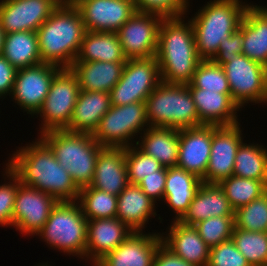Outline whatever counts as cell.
Returning a JSON list of instances; mask_svg holds the SVG:
<instances>
[{
  "instance_id": "1",
  "label": "cell",
  "mask_w": 267,
  "mask_h": 266,
  "mask_svg": "<svg viewBox=\"0 0 267 266\" xmlns=\"http://www.w3.org/2000/svg\"><path fill=\"white\" fill-rule=\"evenodd\" d=\"M18 149L6 165L18 176L20 183L46 192L58 201L78 200L80 189L40 137Z\"/></svg>"
},
{
  "instance_id": "2",
  "label": "cell",
  "mask_w": 267,
  "mask_h": 266,
  "mask_svg": "<svg viewBox=\"0 0 267 266\" xmlns=\"http://www.w3.org/2000/svg\"><path fill=\"white\" fill-rule=\"evenodd\" d=\"M184 17L163 18L159 27L155 58L164 83L189 84L202 60L197 53L192 23L190 20L185 23Z\"/></svg>"
},
{
  "instance_id": "3",
  "label": "cell",
  "mask_w": 267,
  "mask_h": 266,
  "mask_svg": "<svg viewBox=\"0 0 267 266\" xmlns=\"http://www.w3.org/2000/svg\"><path fill=\"white\" fill-rule=\"evenodd\" d=\"M36 32L41 61L70 68L77 59L86 29L73 2H61Z\"/></svg>"
},
{
  "instance_id": "4",
  "label": "cell",
  "mask_w": 267,
  "mask_h": 266,
  "mask_svg": "<svg viewBox=\"0 0 267 266\" xmlns=\"http://www.w3.org/2000/svg\"><path fill=\"white\" fill-rule=\"evenodd\" d=\"M248 6L240 0H211L189 19L202 60H212L221 40L228 39L239 29Z\"/></svg>"
},
{
  "instance_id": "5",
  "label": "cell",
  "mask_w": 267,
  "mask_h": 266,
  "mask_svg": "<svg viewBox=\"0 0 267 266\" xmlns=\"http://www.w3.org/2000/svg\"><path fill=\"white\" fill-rule=\"evenodd\" d=\"M40 137L79 189L90 185L98 154L104 148L93 139L92 134L64 129L51 130L40 134Z\"/></svg>"
},
{
  "instance_id": "6",
  "label": "cell",
  "mask_w": 267,
  "mask_h": 266,
  "mask_svg": "<svg viewBox=\"0 0 267 266\" xmlns=\"http://www.w3.org/2000/svg\"><path fill=\"white\" fill-rule=\"evenodd\" d=\"M146 114L150 127L185 129L204 125L187 84L161 82L147 97Z\"/></svg>"
},
{
  "instance_id": "7",
  "label": "cell",
  "mask_w": 267,
  "mask_h": 266,
  "mask_svg": "<svg viewBox=\"0 0 267 266\" xmlns=\"http://www.w3.org/2000/svg\"><path fill=\"white\" fill-rule=\"evenodd\" d=\"M87 223L78 201H58L37 232L50 247L85 259Z\"/></svg>"
},
{
  "instance_id": "8",
  "label": "cell",
  "mask_w": 267,
  "mask_h": 266,
  "mask_svg": "<svg viewBox=\"0 0 267 266\" xmlns=\"http://www.w3.org/2000/svg\"><path fill=\"white\" fill-rule=\"evenodd\" d=\"M148 127L150 125L145 102L112 105L100 119L92 136L103 147L125 148L134 145L132 139L135 134L145 131Z\"/></svg>"
},
{
  "instance_id": "9",
  "label": "cell",
  "mask_w": 267,
  "mask_h": 266,
  "mask_svg": "<svg viewBox=\"0 0 267 266\" xmlns=\"http://www.w3.org/2000/svg\"><path fill=\"white\" fill-rule=\"evenodd\" d=\"M79 92L76 74L71 68H61L56 73L49 93L36 114L43 120L40 127L41 134L51 130H64L68 127Z\"/></svg>"
},
{
  "instance_id": "10",
  "label": "cell",
  "mask_w": 267,
  "mask_h": 266,
  "mask_svg": "<svg viewBox=\"0 0 267 266\" xmlns=\"http://www.w3.org/2000/svg\"><path fill=\"white\" fill-rule=\"evenodd\" d=\"M160 83V70L155 56L128 59L120 80L109 92L111 105L145 102Z\"/></svg>"
},
{
  "instance_id": "11",
  "label": "cell",
  "mask_w": 267,
  "mask_h": 266,
  "mask_svg": "<svg viewBox=\"0 0 267 266\" xmlns=\"http://www.w3.org/2000/svg\"><path fill=\"white\" fill-rule=\"evenodd\" d=\"M222 68L227 76L231 97L239 108L246 103L267 102V68L243 54H234Z\"/></svg>"
},
{
  "instance_id": "12",
  "label": "cell",
  "mask_w": 267,
  "mask_h": 266,
  "mask_svg": "<svg viewBox=\"0 0 267 266\" xmlns=\"http://www.w3.org/2000/svg\"><path fill=\"white\" fill-rule=\"evenodd\" d=\"M163 17L136 11L116 32L126 59L156 55L159 27Z\"/></svg>"
},
{
  "instance_id": "13",
  "label": "cell",
  "mask_w": 267,
  "mask_h": 266,
  "mask_svg": "<svg viewBox=\"0 0 267 266\" xmlns=\"http://www.w3.org/2000/svg\"><path fill=\"white\" fill-rule=\"evenodd\" d=\"M61 67L51 63L18 69L11 98L30 115H36L49 93L51 83Z\"/></svg>"
},
{
  "instance_id": "14",
  "label": "cell",
  "mask_w": 267,
  "mask_h": 266,
  "mask_svg": "<svg viewBox=\"0 0 267 266\" xmlns=\"http://www.w3.org/2000/svg\"><path fill=\"white\" fill-rule=\"evenodd\" d=\"M58 200L36 188L20 184L14 202L12 226L25 235H36Z\"/></svg>"
},
{
  "instance_id": "15",
  "label": "cell",
  "mask_w": 267,
  "mask_h": 266,
  "mask_svg": "<svg viewBox=\"0 0 267 266\" xmlns=\"http://www.w3.org/2000/svg\"><path fill=\"white\" fill-rule=\"evenodd\" d=\"M86 31L117 32L137 11L133 0H74Z\"/></svg>"
},
{
  "instance_id": "16",
  "label": "cell",
  "mask_w": 267,
  "mask_h": 266,
  "mask_svg": "<svg viewBox=\"0 0 267 266\" xmlns=\"http://www.w3.org/2000/svg\"><path fill=\"white\" fill-rule=\"evenodd\" d=\"M240 123L232 126L212 125L209 164L203 182L219 183L233 175L237 150L243 142Z\"/></svg>"
},
{
  "instance_id": "17",
  "label": "cell",
  "mask_w": 267,
  "mask_h": 266,
  "mask_svg": "<svg viewBox=\"0 0 267 266\" xmlns=\"http://www.w3.org/2000/svg\"><path fill=\"white\" fill-rule=\"evenodd\" d=\"M60 0H12L0 1V25L5 34L18 31L36 32Z\"/></svg>"
},
{
  "instance_id": "18",
  "label": "cell",
  "mask_w": 267,
  "mask_h": 266,
  "mask_svg": "<svg viewBox=\"0 0 267 266\" xmlns=\"http://www.w3.org/2000/svg\"><path fill=\"white\" fill-rule=\"evenodd\" d=\"M212 125L179 130L177 167L204 178L211 154Z\"/></svg>"
},
{
  "instance_id": "19",
  "label": "cell",
  "mask_w": 267,
  "mask_h": 266,
  "mask_svg": "<svg viewBox=\"0 0 267 266\" xmlns=\"http://www.w3.org/2000/svg\"><path fill=\"white\" fill-rule=\"evenodd\" d=\"M134 231L117 217L88 220L85 259L95 266Z\"/></svg>"
},
{
  "instance_id": "20",
  "label": "cell",
  "mask_w": 267,
  "mask_h": 266,
  "mask_svg": "<svg viewBox=\"0 0 267 266\" xmlns=\"http://www.w3.org/2000/svg\"><path fill=\"white\" fill-rule=\"evenodd\" d=\"M161 233L133 232L95 266H152Z\"/></svg>"
},
{
  "instance_id": "21",
  "label": "cell",
  "mask_w": 267,
  "mask_h": 266,
  "mask_svg": "<svg viewBox=\"0 0 267 266\" xmlns=\"http://www.w3.org/2000/svg\"><path fill=\"white\" fill-rule=\"evenodd\" d=\"M128 184L125 148L104 147L98 154L89 186L118 196Z\"/></svg>"
},
{
  "instance_id": "22",
  "label": "cell",
  "mask_w": 267,
  "mask_h": 266,
  "mask_svg": "<svg viewBox=\"0 0 267 266\" xmlns=\"http://www.w3.org/2000/svg\"><path fill=\"white\" fill-rule=\"evenodd\" d=\"M199 120L204 125L232 126L238 124L239 106L234 102L231 93L206 91L201 88H189Z\"/></svg>"
},
{
  "instance_id": "23",
  "label": "cell",
  "mask_w": 267,
  "mask_h": 266,
  "mask_svg": "<svg viewBox=\"0 0 267 266\" xmlns=\"http://www.w3.org/2000/svg\"><path fill=\"white\" fill-rule=\"evenodd\" d=\"M171 224L169 233L161 235L162 243L188 263L207 266L210 247L202 240L197 229L175 220Z\"/></svg>"
},
{
  "instance_id": "24",
  "label": "cell",
  "mask_w": 267,
  "mask_h": 266,
  "mask_svg": "<svg viewBox=\"0 0 267 266\" xmlns=\"http://www.w3.org/2000/svg\"><path fill=\"white\" fill-rule=\"evenodd\" d=\"M234 212L219 183L203 182L187 211L178 221L194 226L210 217L234 216Z\"/></svg>"
},
{
  "instance_id": "25",
  "label": "cell",
  "mask_w": 267,
  "mask_h": 266,
  "mask_svg": "<svg viewBox=\"0 0 267 266\" xmlns=\"http://www.w3.org/2000/svg\"><path fill=\"white\" fill-rule=\"evenodd\" d=\"M111 106L108 92L80 90L71 121L65 130L93 134Z\"/></svg>"
},
{
  "instance_id": "26",
  "label": "cell",
  "mask_w": 267,
  "mask_h": 266,
  "mask_svg": "<svg viewBox=\"0 0 267 266\" xmlns=\"http://www.w3.org/2000/svg\"><path fill=\"white\" fill-rule=\"evenodd\" d=\"M203 181L180 167L166 168L163 201L167 202L178 221L187 211Z\"/></svg>"
},
{
  "instance_id": "27",
  "label": "cell",
  "mask_w": 267,
  "mask_h": 266,
  "mask_svg": "<svg viewBox=\"0 0 267 266\" xmlns=\"http://www.w3.org/2000/svg\"><path fill=\"white\" fill-rule=\"evenodd\" d=\"M242 54L267 68V8L249 4L243 17Z\"/></svg>"
},
{
  "instance_id": "28",
  "label": "cell",
  "mask_w": 267,
  "mask_h": 266,
  "mask_svg": "<svg viewBox=\"0 0 267 266\" xmlns=\"http://www.w3.org/2000/svg\"><path fill=\"white\" fill-rule=\"evenodd\" d=\"M154 210L155 202L137 184H128L117 196L116 217L134 232H143L149 217L156 216Z\"/></svg>"
},
{
  "instance_id": "29",
  "label": "cell",
  "mask_w": 267,
  "mask_h": 266,
  "mask_svg": "<svg viewBox=\"0 0 267 266\" xmlns=\"http://www.w3.org/2000/svg\"><path fill=\"white\" fill-rule=\"evenodd\" d=\"M125 63L74 61L70 68L77 76L80 90L109 93L120 80Z\"/></svg>"
},
{
  "instance_id": "30",
  "label": "cell",
  "mask_w": 267,
  "mask_h": 266,
  "mask_svg": "<svg viewBox=\"0 0 267 266\" xmlns=\"http://www.w3.org/2000/svg\"><path fill=\"white\" fill-rule=\"evenodd\" d=\"M141 142L135 145L146 155L154 157L163 167H175L178 163L179 130L164 127H148L140 133Z\"/></svg>"
},
{
  "instance_id": "31",
  "label": "cell",
  "mask_w": 267,
  "mask_h": 266,
  "mask_svg": "<svg viewBox=\"0 0 267 266\" xmlns=\"http://www.w3.org/2000/svg\"><path fill=\"white\" fill-rule=\"evenodd\" d=\"M75 61L126 62L116 32L86 31Z\"/></svg>"
},
{
  "instance_id": "32",
  "label": "cell",
  "mask_w": 267,
  "mask_h": 266,
  "mask_svg": "<svg viewBox=\"0 0 267 266\" xmlns=\"http://www.w3.org/2000/svg\"><path fill=\"white\" fill-rule=\"evenodd\" d=\"M1 55L17 70L42 63L37 32L18 31L5 34Z\"/></svg>"
},
{
  "instance_id": "33",
  "label": "cell",
  "mask_w": 267,
  "mask_h": 266,
  "mask_svg": "<svg viewBox=\"0 0 267 266\" xmlns=\"http://www.w3.org/2000/svg\"><path fill=\"white\" fill-rule=\"evenodd\" d=\"M233 175L260 180L267 186V149L254 142H242L236 153Z\"/></svg>"
},
{
  "instance_id": "34",
  "label": "cell",
  "mask_w": 267,
  "mask_h": 266,
  "mask_svg": "<svg viewBox=\"0 0 267 266\" xmlns=\"http://www.w3.org/2000/svg\"><path fill=\"white\" fill-rule=\"evenodd\" d=\"M219 185L234 211L248 205L267 191V186L262 181L235 175L222 179Z\"/></svg>"
},
{
  "instance_id": "35",
  "label": "cell",
  "mask_w": 267,
  "mask_h": 266,
  "mask_svg": "<svg viewBox=\"0 0 267 266\" xmlns=\"http://www.w3.org/2000/svg\"><path fill=\"white\" fill-rule=\"evenodd\" d=\"M77 201L87 220L116 217V195L86 186L80 189Z\"/></svg>"
},
{
  "instance_id": "36",
  "label": "cell",
  "mask_w": 267,
  "mask_h": 266,
  "mask_svg": "<svg viewBox=\"0 0 267 266\" xmlns=\"http://www.w3.org/2000/svg\"><path fill=\"white\" fill-rule=\"evenodd\" d=\"M251 266H267V232H252L234 226L232 238Z\"/></svg>"
},
{
  "instance_id": "37",
  "label": "cell",
  "mask_w": 267,
  "mask_h": 266,
  "mask_svg": "<svg viewBox=\"0 0 267 266\" xmlns=\"http://www.w3.org/2000/svg\"><path fill=\"white\" fill-rule=\"evenodd\" d=\"M188 88H201L206 91H217L218 93H231L227 76L219 64L213 60H201Z\"/></svg>"
},
{
  "instance_id": "38",
  "label": "cell",
  "mask_w": 267,
  "mask_h": 266,
  "mask_svg": "<svg viewBox=\"0 0 267 266\" xmlns=\"http://www.w3.org/2000/svg\"><path fill=\"white\" fill-rule=\"evenodd\" d=\"M235 227L252 232H267V191L234 212Z\"/></svg>"
},
{
  "instance_id": "39",
  "label": "cell",
  "mask_w": 267,
  "mask_h": 266,
  "mask_svg": "<svg viewBox=\"0 0 267 266\" xmlns=\"http://www.w3.org/2000/svg\"><path fill=\"white\" fill-rule=\"evenodd\" d=\"M125 162L129 184H138L143 178L163 168L154 157L146 155L136 145L125 147Z\"/></svg>"
},
{
  "instance_id": "40",
  "label": "cell",
  "mask_w": 267,
  "mask_h": 266,
  "mask_svg": "<svg viewBox=\"0 0 267 266\" xmlns=\"http://www.w3.org/2000/svg\"><path fill=\"white\" fill-rule=\"evenodd\" d=\"M234 226V216L210 217L194 225L210 248L231 239Z\"/></svg>"
},
{
  "instance_id": "41",
  "label": "cell",
  "mask_w": 267,
  "mask_h": 266,
  "mask_svg": "<svg viewBox=\"0 0 267 266\" xmlns=\"http://www.w3.org/2000/svg\"><path fill=\"white\" fill-rule=\"evenodd\" d=\"M139 12L157 14L163 18L186 16L189 0H133Z\"/></svg>"
},
{
  "instance_id": "42",
  "label": "cell",
  "mask_w": 267,
  "mask_h": 266,
  "mask_svg": "<svg viewBox=\"0 0 267 266\" xmlns=\"http://www.w3.org/2000/svg\"><path fill=\"white\" fill-rule=\"evenodd\" d=\"M5 173L9 182L0 185V225L12 226V214L17 189L21 184L18 176L6 165Z\"/></svg>"
},
{
  "instance_id": "43",
  "label": "cell",
  "mask_w": 267,
  "mask_h": 266,
  "mask_svg": "<svg viewBox=\"0 0 267 266\" xmlns=\"http://www.w3.org/2000/svg\"><path fill=\"white\" fill-rule=\"evenodd\" d=\"M207 266H251L232 239L210 248Z\"/></svg>"
},
{
  "instance_id": "44",
  "label": "cell",
  "mask_w": 267,
  "mask_h": 266,
  "mask_svg": "<svg viewBox=\"0 0 267 266\" xmlns=\"http://www.w3.org/2000/svg\"><path fill=\"white\" fill-rule=\"evenodd\" d=\"M242 42H243V20L237 31L231 34L226 40H221L218 52L212 59L215 63L222 66L224 63L230 61V58L234 57V54H242Z\"/></svg>"
},
{
  "instance_id": "45",
  "label": "cell",
  "mask_w": 267,
  "mask_h": 266,
  "mask_svg": "<svg viewBox=\"0 0 267 266\" xmlns=\"http://www.w3.org/2000/svg\"><path fill=\"white\" fill-rule=\"evenodd\" d=\"M166 183V167L156 171V174H150L143 178L137 185L142 191L155 203L156 200H163V194Z\"/></svg>"
},
{
  "instance_id": "46",
  "label": "cell",
  "mask_w": 267,
  "mask_h": 266,
  "mask_svg": "<svg viewBox=\"0 0 267 266\" xmlns=\"http://www.w3.org/2000/svg\"><path fill=\"white\" fill-rule=\"evenodd\" d=\"M17 69L2 55H0V98L11 95Z\"/></svg>"
},
{
  "instance_id": "47",
  "label": "cell",
  "mask_w": 267,
  "mask_h": 266,
  "mask_svg": "<svg viewBox=\"0 0 267 266\" xmlns=\"http://www.w3.org/2000/svg\"><path fill=\"white\" fill-rule=\"evenodd\" d=\"M152 266H196L188 263L168 249L162 242L159 244Z\"/></svg>"
},
{
  "instance_id": "48",
  "label": "cell",
  "mask_w": 267,
  "mask_h": 266,
  "mask_svg": "<svg viewBox=\"0 0 267 266\" xmlns=\"http://www.w3.org/2000/svg\"><path fill=\"white\" fill-rule=\"evenodd\" d=\"M4 30L1 28V25H0V55L2 53V50H3V40H4Z\"/></svg>"
},
{
  "instance_id": "49",
  "label": "cell",
  "mask_w": 267,
  "mask_h": 266,
  "mask_svg": "<svg viewBox=\"0 0 267 266\" xmlns=\"http://www.w3.org/2000/svg\"><path fill=\"white\" fill-rule=\"evenodd\" d=\"M61 2H73L74 0H60Z\"/></svg>"
},
{
  "instance_id": "50",
  "label": "cell",
  "mask_w": 267,
  "mask_h": 266,
  "mask_svg": "<svg viewBox=\"0 0 267 266\" xmlns=\"http://www.w3.org/2000/svg\"><path fill=\"white\" fill-rule=\"evenodd\" d=\"M37 266H50L48 263H42L41 265H37Z\"/></svg>"
},
{
  "instance_id": "51",
  "label": "cell",
  "mask_w": 267,
  "mask_h": 266,
  "mask_svg": "<svg viewBox=\"0 0 267 266\" xmlns=\"http://www.w3.org/2000/svg\"><path fill=\"white\" fill-rule=\"evenodd\" d=\"M9 1H12V0H2L1 2H9Z\"/></svg>"
}]
</instances>
